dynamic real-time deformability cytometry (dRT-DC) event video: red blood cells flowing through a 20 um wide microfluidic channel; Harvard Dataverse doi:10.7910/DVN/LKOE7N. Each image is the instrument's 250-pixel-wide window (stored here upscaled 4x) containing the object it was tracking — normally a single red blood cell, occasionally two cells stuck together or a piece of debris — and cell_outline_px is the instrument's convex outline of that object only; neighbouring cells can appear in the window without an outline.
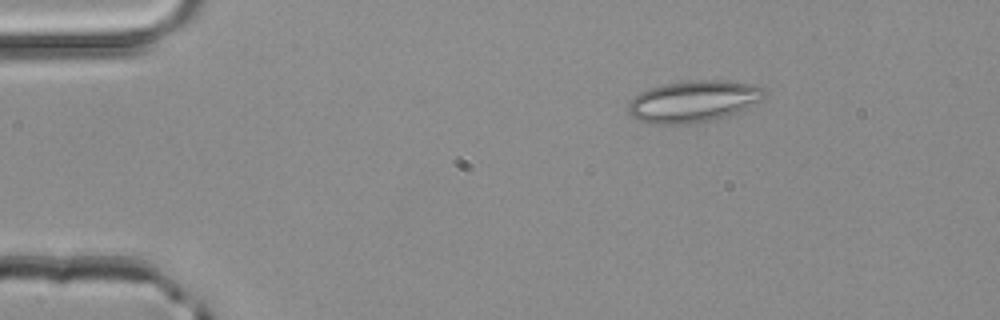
{"species": "common noctule bat (a hibernating species)", "species_latin": "Nyctalus noctula", "temperature_condition": "room temperature", "stored_images_in_passage": 2, "camera_frame_rate_fps": 3000, "um_per_image_px": 0.085, "animal": {"sex": "male", "body_mass_g": 20.4}, "frame": {"image": 1, "passage_image": 1, "time_ms": 0.0, "image_size_px": [1000, 320], "cell_outline_px": [[768, 92], [764, 100], [724, 116], [708, 120], [688, 124], [648, 124], [636, 120], [628, 112], [628, 104], [640, 92], [648, 88], [664, 84], [692, 80], [724, 80], [756, 84], [764, 88]], "centroid_in_image_um": [58.95, 8.6], "position_along_channel_um": 26.0, "area_um2": 33.12}}